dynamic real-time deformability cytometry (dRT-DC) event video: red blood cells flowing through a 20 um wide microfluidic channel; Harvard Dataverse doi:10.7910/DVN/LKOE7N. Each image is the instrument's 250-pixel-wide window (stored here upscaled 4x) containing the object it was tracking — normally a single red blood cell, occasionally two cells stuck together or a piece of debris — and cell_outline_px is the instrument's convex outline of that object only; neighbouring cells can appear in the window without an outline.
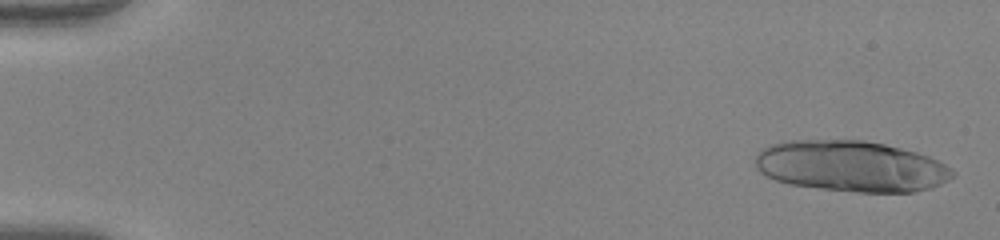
{"species": "human", "species_latin": "Homo sapiens", "temperature_condition": "warm", "stored_images_in_passage": 30, "camera_frame_rate_fps": 3000, "um_per_image_px": 0.085, "donor": {"sex": "female"}, "frame": {"image": 1, "passage_image": 2, "time_ms": 0.333, "image_size_px": [1000, 240], "cell_outline_px": [[956, 176], [932, 188], [912, 192], [856, 192], [820, 188], [788, 184], [764, 176], [756, 168], [756, 152], [772, 144], [784, 140], [864, 140], [884, 144], [916, 152], [928, 156], [952, 168], [956, 172]], "centroid_in_image_um": [72.34, 14.13], "position_along_channel_um": 12.7, "area_um2": 58.84}}
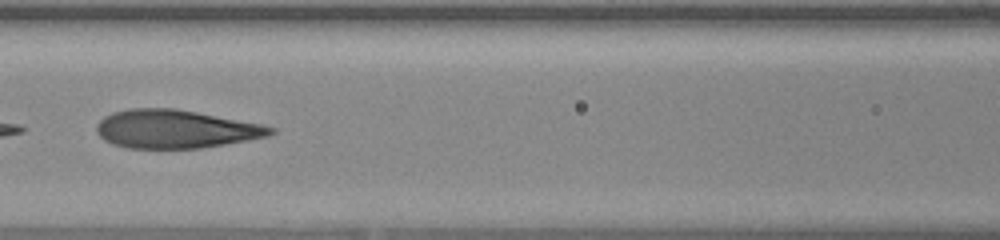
{"frame": {"image": 2, "passage_image": 25, "time_ms": 8.0, "image_size_px": [1000, 240], "cell_outline_px": [[276, 132], [268, 136], [248, 140], [200, 148], [128, 148], [112, 144], [104, 140], [96, 132], [96, 124], [104, 116], [112, 112], [128, 108], [176, 108], [260, 124], [276, 128]], "centroid_in_image_um": [14.88, 10.96], "position_along_channel_um": 151.7, "area_um2": 38.9}}